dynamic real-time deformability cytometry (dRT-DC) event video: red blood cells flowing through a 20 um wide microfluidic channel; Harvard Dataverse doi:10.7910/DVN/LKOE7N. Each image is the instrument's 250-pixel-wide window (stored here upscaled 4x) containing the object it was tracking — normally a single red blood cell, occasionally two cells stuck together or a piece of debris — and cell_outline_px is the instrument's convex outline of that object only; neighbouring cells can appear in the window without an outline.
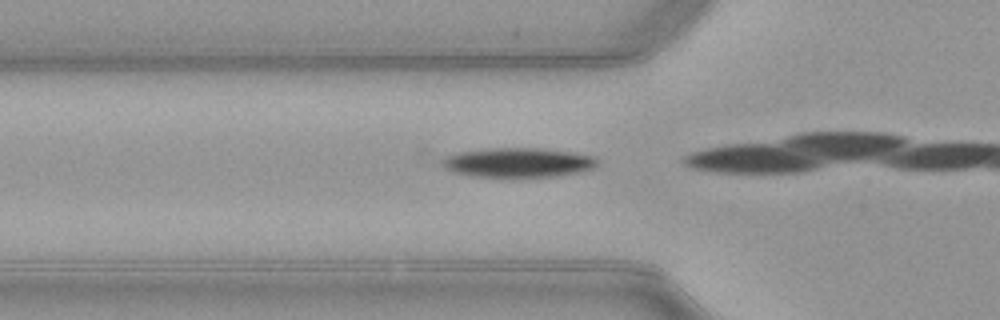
{"species": "common noctule bat (a hibernating species)", "species_latin": "Nyctalus noctula", "temperature_condition": "warm", "stored_images_in_passage": 7, "camera_frame_rate_fps": 3000, "um_per_image_px": 0.085, "animal": {"sex": "female", "body_mass_g": 21.9}, "frame": {"image": 1, "passage_image": 2, "time_ms": 0.333, "image_size_px": [1000, 320], "cell_outline_px": [[596, 164], [592, 168], [576, 172], [552, 176], [476, 176], [452, 172], [444, 168], [440, 160], [448, 156], [460, 152], [488, 148], [548, 148], [572, 152], [592, 156], [596, 160]], "centroid_in_image_um": [43.99, 13.79], "position_along_channel_um": 81.8, "area_um2": 26.18}}